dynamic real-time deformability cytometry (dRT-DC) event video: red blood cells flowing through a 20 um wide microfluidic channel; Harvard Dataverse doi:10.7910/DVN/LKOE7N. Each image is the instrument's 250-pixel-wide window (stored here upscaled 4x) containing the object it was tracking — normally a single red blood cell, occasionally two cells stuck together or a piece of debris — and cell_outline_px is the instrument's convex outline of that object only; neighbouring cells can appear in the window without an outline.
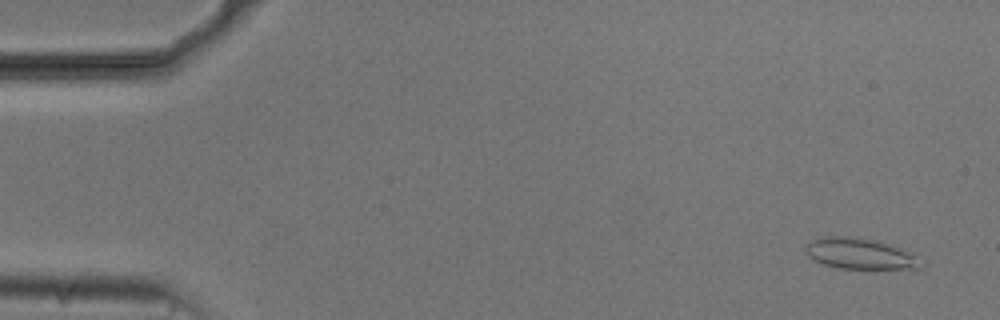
{"species": "common noctule bat (a hibernating species)", "species_latin": "Nyctalus noctula", "temperature_condition": "cold", "stored_images_in_passage": 53, "camera_frame_rate_fps": 3000, "um_per_image_px": 0.085, "animal": {"sex": "male", "body_mass_g": 20.5, "forearm_length_mm": 52.5}, "frame": {"image": 1, "passage_image": 2, "time_ms": 0.333, "image_size_px": [1000, 320], "cell_outline_px": [[924, 264], [920, 268], [840, 268], [824, 264], [808, 256], [804, 252], [804, 248], [812, 240], [820, 236], [856, 236], [880, 240], [912, 252]], "centroid_in_image_um": [73.11, 21.53], "position_along_channel_um": 11.9, "area_um2": 20.98}}
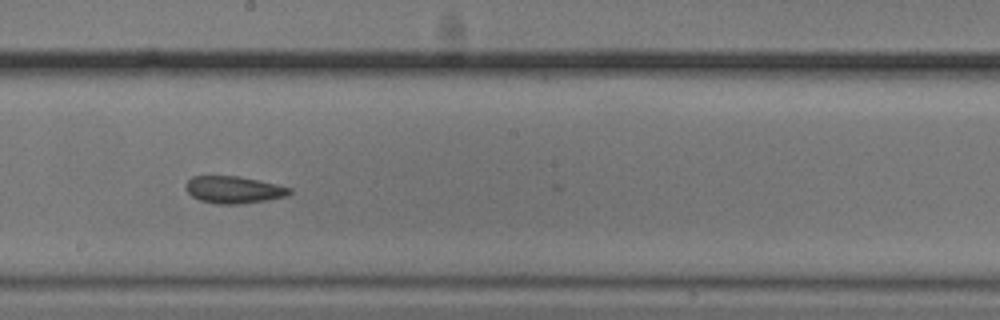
{"frame": {"image": 2, "passage_image": 29, "time_ms": 9.333, "image_size_px": [1000, 320], "cell_outline_px": [[292, 192], [284, 196], [268, 200], [240, 204], [216, 204], [200, 200], [192, 196], [188, 192], [184, 184], [192, 176], [236, 176], [276, 184], [292, 188]], "centroid_in_image_um": [19.84, 16.13], "position_along_channel_um": 228.4, "area_um2": 16.3}}
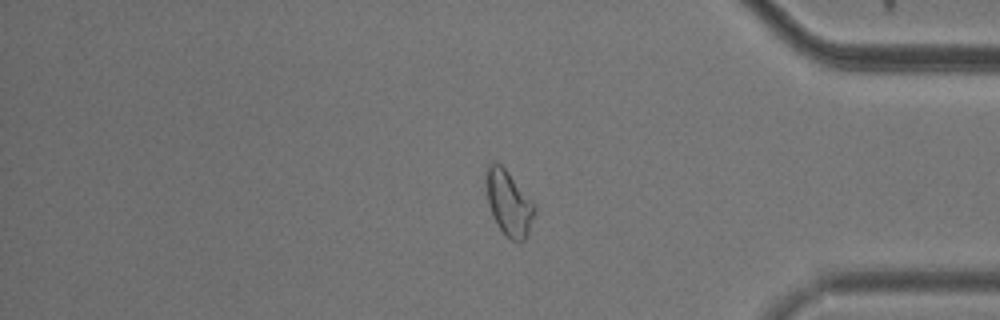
{"frame": {"image": 3, "passage_image": 44, "time_ms": 14.333, "image_size_px": [1000, 320], "cell_outline_px": [[536, 212], [528, 232], [524, 240], [520, 244], [504, 236], [496, 224], [492, 216], [488, 204], [484, 176], [488, 164], [492, 160], [496, 160], [508, 172], [536, 204]], "centroid_in_image_um": [43.23, 17.26], "position_along_channel_um": 392.0, "area_um2": 18.96}, "authors_computed_cell_mechanics": {"area_um2": 17.8602, "velocity_mm_per_s": 3.7286, "shape_relaxation_time_tau1_ms": 10.6408, "shape_relaxation_time_tau2_ms": 2.8709, "deformation_change_tau1": 0.155, "deformation_change_tau2": 0.0955}}